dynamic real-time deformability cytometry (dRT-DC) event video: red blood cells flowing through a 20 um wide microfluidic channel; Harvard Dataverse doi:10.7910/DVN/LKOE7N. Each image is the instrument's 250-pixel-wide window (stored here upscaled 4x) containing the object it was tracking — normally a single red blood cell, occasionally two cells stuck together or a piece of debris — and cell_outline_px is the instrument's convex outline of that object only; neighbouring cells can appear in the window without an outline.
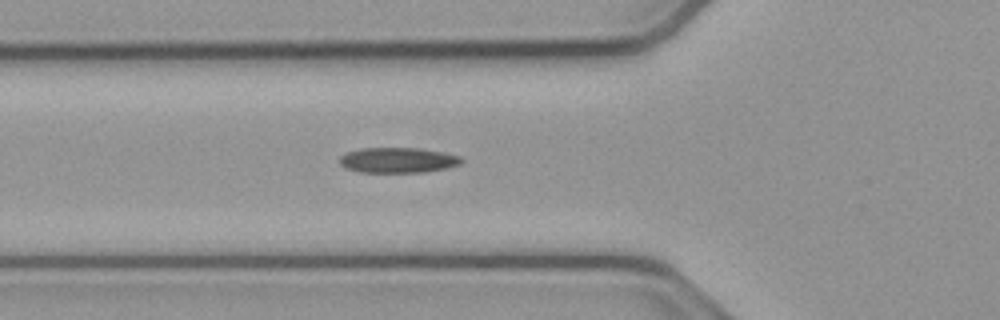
{"species": "common noctule bat (a hibernating species)", "species_latin": "Nyctalus noctula", "temperature_condition": "cold", "stored_images_in_passage": 16, "camera_frame_rate_fps": 3000, "um_per_image_px": 0.085, "animal": {"sex": "male", "body_mass_g": 23.1, "forearm_length_mm": 52.7}, "frame": {"image": 1, "passage_image": 10, "time_ms": 3.0, "image_size_px": [1000, 320], "cell_outline_px": [[464, 160], [460, 164], [448, 168], [424, 172], [360, 172], [344, 168], [340, 164], [340, 156], [348, 152], [364, 148], [416, 148], [440, 152], [460, 156]], "centroid_in_image_um": [33.82, 13.62], "position_along_channel_um": 92.0, "area_um2": 17.86}}
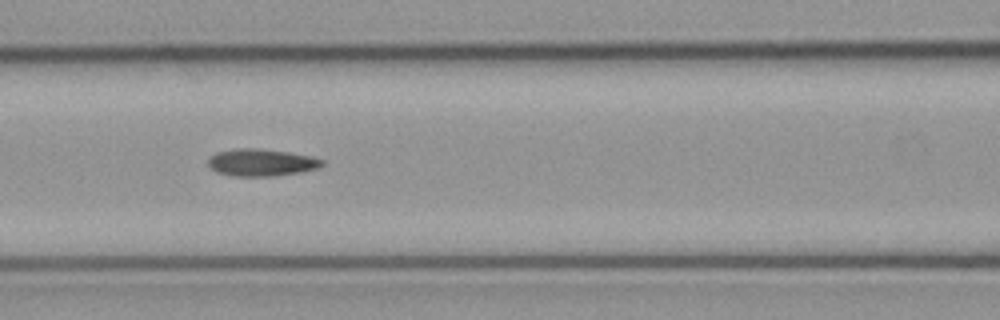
{"frame": {"image": 2, "passage_image": 14, "time_ms": 4.333, "image_size_px": [1000, 320], "cell_outline_px": [[324, 164], [320, 168], [300, 172], [272, 176], [232, 176], [216, 172], [208, 164], [208, 156], [216, 152], [236, 148], [256, 148], [288, 152], [312, 156], [324, 160]], "centroid_in_image_um": [22.21, 13.81], "position_along_channel_um": 144.4, "area_um2": 18.21}}